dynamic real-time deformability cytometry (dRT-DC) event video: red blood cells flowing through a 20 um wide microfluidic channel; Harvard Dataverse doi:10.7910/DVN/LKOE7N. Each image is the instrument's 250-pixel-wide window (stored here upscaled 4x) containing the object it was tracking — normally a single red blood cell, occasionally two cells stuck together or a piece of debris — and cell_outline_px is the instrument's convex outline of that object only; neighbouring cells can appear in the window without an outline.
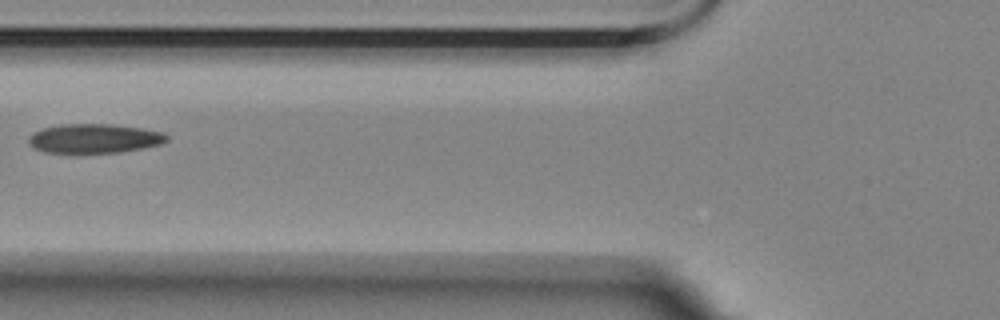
{"species": "Egyptian fruit bat (a non-hibernating species)", "species_latin": "Rousettus aegyptiacus", "temperature_condition": "room temperature", "stored_images_in_passage": 4, "camera_frame_rate_fps": 3000, "um_per_image_px": 0.085, "animal": {"sex": "female"}, "frame": {"image": 1, "passage_image": 2, "time_ms": 0.333, "image_size_px": [1000, 320], "cell_outline_px": [[168, 140], [160, 144], [120, 152], [76, 156], [44, 152], [32, 148], [28, 144], [28, 136], [32, 132], [44, 128], [60, 124], [108, 124], [140, 128], [164, 132], [168, 136]], "centroid_in_image_um": [7.91, 11.82], "position_along_channel_um": 117.9, "area_um2": 24.51}}
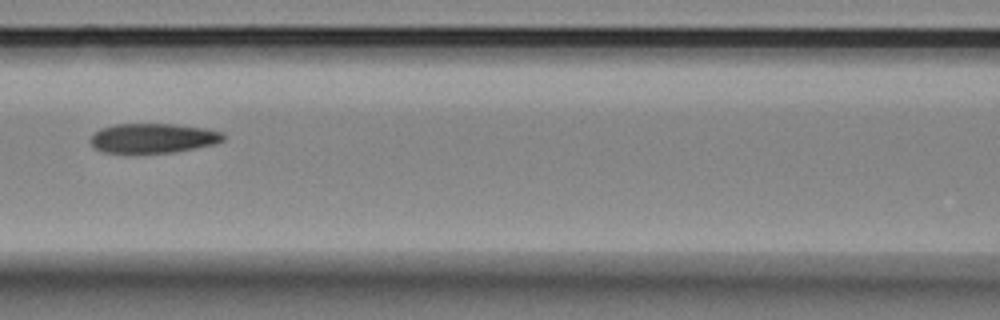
{"frame": {"image": 2, "passage_image": 3, "time_ms": 0.667, "image_size_px": [1000, 320], "cell_outline_px": [[224, 140], [216, 144], [172, 152], [104, 152], [96, 148], [92, 144], [92, 136], [100, 128], [116, 124], [172, 124], [204, 128], [224, 132]], "centroid_in_image_um": [13.06, 11.73], "position_along_channel_um": 153.5, "area_um2": 22.54}}
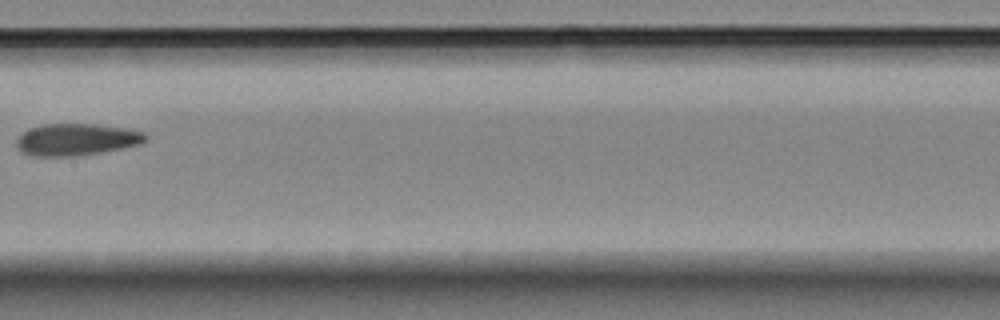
{"frame": {"image": 3, "passage_image": 4, "time_ms": 1.0, "image_size_px": [1000, 320], "cell_outline_px": [[148, 140], [140, 144], [100, 152], [72, 156], [32, 156], [20, 152], [16, 144], [16, 140], [28, 128], [44, 124], [96, 124], [128, 128], [144, 132], [148, 136]], "centroid_in_image_um": [6.5, 11.85], "position_along_channel_um": 200.9, "area_um2": 24.04}}